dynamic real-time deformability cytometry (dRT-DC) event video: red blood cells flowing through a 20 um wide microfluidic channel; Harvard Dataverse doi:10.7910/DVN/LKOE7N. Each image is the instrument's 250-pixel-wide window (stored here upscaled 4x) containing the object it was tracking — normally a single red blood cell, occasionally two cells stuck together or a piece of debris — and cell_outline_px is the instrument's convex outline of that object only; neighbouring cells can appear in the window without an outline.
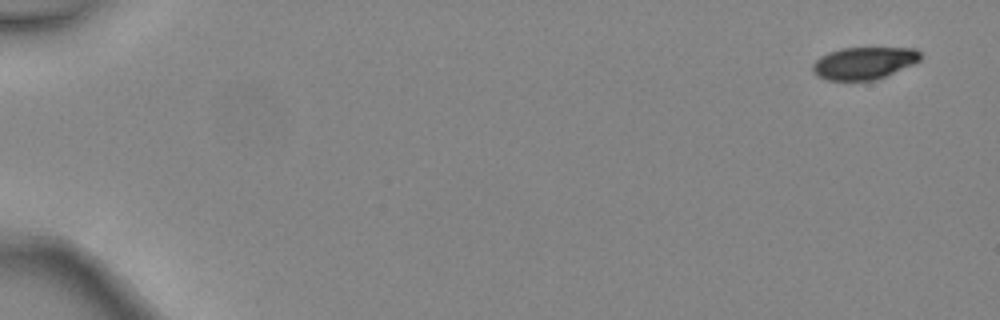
{"species": "common noctule bat (a hibernating species)", "species_latin": "Nyctalus noctula", "temperature_condition": "warm", "stored_images_in_passage": 3, "camera_frame_rate_fps": 3000, "um_per_image_px": 0.085, "animal": {"sex": "female", "body_mass_g": 24.6, "forearm_length_mm": 56.2}, "frame": {"image": 1, "passage_image": 1, "time_ms": 0.0, "image_size_px": [1000, 320], "cell_outline_px": [[920, 60], [912, 64], [876, 80], [828, 80], [816, 76], [812, 72], [812, 64], [820, 56], [828, 52], [840, 48], [916, 48], [920, 52]], "centroid_in_image_um": [73.39, 5.36], "position_along_channel_um": 11.6, "area_um2": 20.23}}